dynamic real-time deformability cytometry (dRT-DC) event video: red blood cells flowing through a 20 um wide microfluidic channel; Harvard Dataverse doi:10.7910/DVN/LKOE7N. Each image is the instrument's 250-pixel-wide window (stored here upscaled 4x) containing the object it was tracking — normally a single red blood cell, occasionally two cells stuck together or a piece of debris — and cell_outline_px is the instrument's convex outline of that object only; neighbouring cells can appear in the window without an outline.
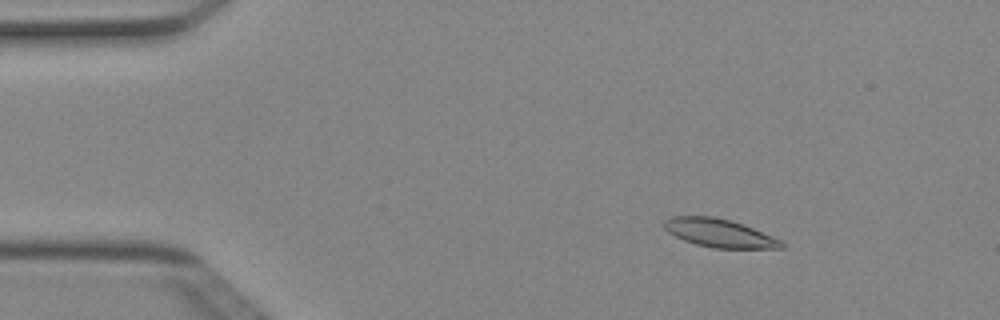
{"species": "Egyptian fruit bat (a non-hibernating species)", "species_latin": "Rousettus aegyptiacus", "temperature_condition": "cold", "stored_images_in_passage": 51, "camera_frame_rate_fps": 3000, "um_per_image_px": 0.085, "animal": {"sex": "female"}, "frame": {"image": 1, "passage_image": 8, "time_ms": 2.333, "image_size_px": [1000, 320], "cell_outline_px": [[784, 248], [712, 248], [696, 244], [684, 240], [668, 232], [664, 228], [664, 220], [672, 216], [712, 216], [732, 220], [744, 224], [772, 236], [780, 240], [784, 244]], "centroid_in_image_um": [61.14, 19.8], "position_along_channel_um": 23.9, "area_um2": 19.31}}
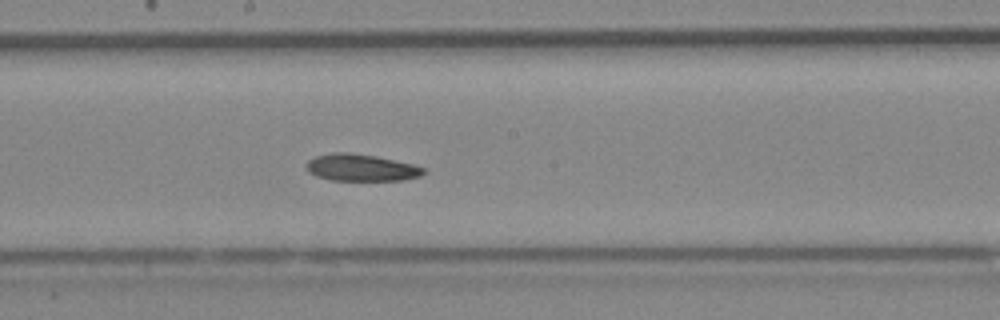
{"frame": {"image": 2, "passage_image": 28, "time_ms": 9.0, "image_size_px": [1000, 320], "cell_outline_px": [[424, 172], [420, 176], [404, 180], [332, 180], [316, 176], [308, 172], [304, 164], [308, 160], [316, 156], [332, 152], [348, 152], [376, 156], [412, 164], [424, 168]], "centroid_in_image_um": [30.64, 14.24], "position_along_channel_um": 217.6, "area_um2": 18.38}}
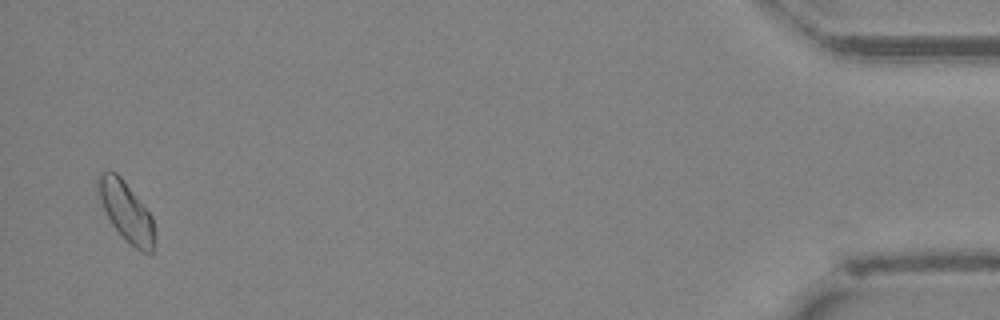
{"frame": {"image": 3, "passage_image": 50, "time_ms": 16.333, "image_size_px": [1000, 320], "cell_outline_px": [[152, 252], [144, 252], [136, 248], [124, 240], [112, 224], [96, 192], [96, 176], [100, 172], [108, 168], [116, 172], [120, 176], [152, 216]], "centroid_in_image_um": [10.63, 17.88], "position_along_channel_um": 424.6, "area_um2": 19.31}, "authors_computed_cell_mechanics": {"area_um2": 19.074, "velocity_mm_per_s": 3.9894, "shape_relaxation_time_tau1_ms": null, "shape_relaxation_time_tau2_ms": 8.333, "deformation_change_tau1": null, "deformation_change_tau2": 0.1592}}